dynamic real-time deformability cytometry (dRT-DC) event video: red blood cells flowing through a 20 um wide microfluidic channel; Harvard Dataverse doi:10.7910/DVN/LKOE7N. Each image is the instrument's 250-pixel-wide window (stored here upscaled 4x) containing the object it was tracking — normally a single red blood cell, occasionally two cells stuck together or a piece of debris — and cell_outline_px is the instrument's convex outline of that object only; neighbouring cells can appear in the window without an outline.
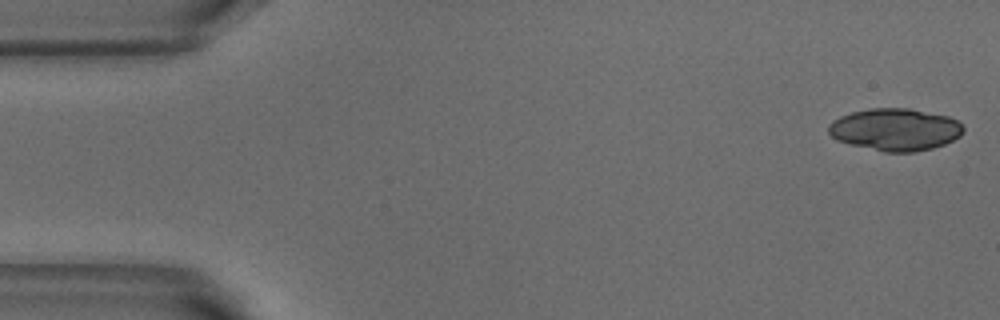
{"species": "common noctule bat (a hibernating species)", "species_latin": "Nyctalus noctula", "temperature_condition": "warm", "stored_images_in_passage": 4, "camera_frame_rate_fps": 3000, "um_per_image_px": 0.085, "animal": {"sex": "male", "body_mass_g": 18.8}, "frame": {"image": 1, "passage_image": 1, "time_ms": 0.0, "image_size_px": [1000, 320], "cell_outline_px": [[964, 132], [960, 136], [944, 144], [932, 148], [912, 152], [884, 152], [836, 140], [828, 132], [828, 124], [832, 120], [840, 116], [852, 112], [868, 108], [908, 108], [948, 116], [956, 120], [964, 128]], "centroid_in_image_um": [76.08, 11.0], "position_along_channel_um": 8.9, "area_um2": 33.12}}